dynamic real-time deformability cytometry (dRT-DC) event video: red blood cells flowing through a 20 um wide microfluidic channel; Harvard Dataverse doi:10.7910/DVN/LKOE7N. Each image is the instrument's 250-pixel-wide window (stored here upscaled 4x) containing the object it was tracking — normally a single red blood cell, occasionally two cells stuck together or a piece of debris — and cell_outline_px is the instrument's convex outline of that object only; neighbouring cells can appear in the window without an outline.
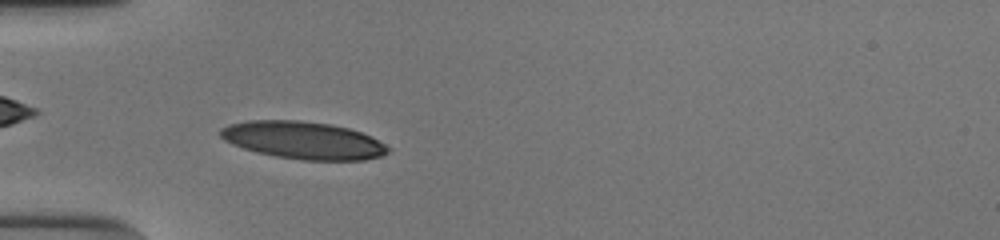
{"species": "human", "species_latin": "Homo sapiens", "temperature_condition": "cold", "stored_images_in_passage": 50, "camera_frame_rate_fps": 3000, "um_per_image_px": 0.085, "donor": {"sex": "male"}, "frame": {"image": 1, "passage_image": 14, "time_ms": 4.333, "image_size_px": [1000, 240], "cell_outline_px": [[392, 148], [388, 152], [380, 156], [364, 160], [300, 160], [276, 156], [256, 152], [232, 144], [224, 140], [220, 136], [220, 128], [228, 124], [248, 120], [300, 120], [328, 124], [348, 128], [372, 136]], "centroid_in_image_um": [25.77, 11.92], "position_along_channel_um": 59.2, "area_um2": 36.7}}
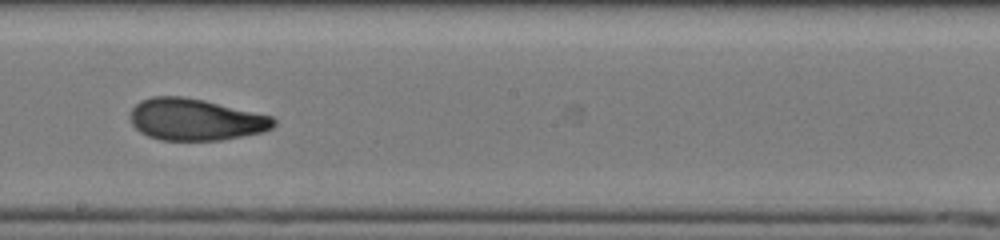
{"frame": {"image": 2, "passage_image": 28, "time_ms": 9.0, "image_size_px": [1000, 240], "cell_outline_px": [[276, 124], [272, 128], [264, 132], [220, 140], [160, 140], [148, 136], [140, 132], [132, 124], [128, 116], [132, 108], [140, 100], [152, 96], [184, 96], [204, 100], [272, 116], [276, 120]], "centroid_in_image_um": [16.59, 10.16], "position_along_channel_um": 231.6, "area_um2": 35.08}}
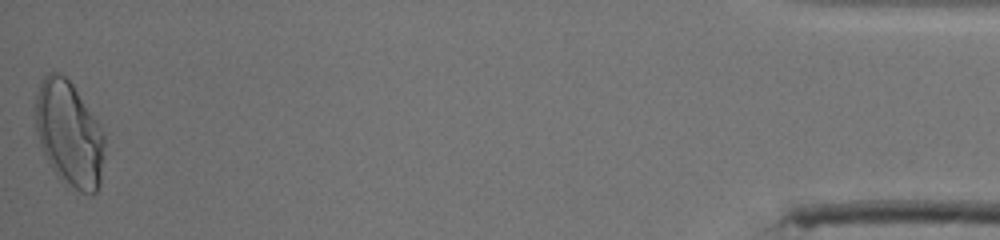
{"frame": {"image": 3, "passage_image": 50, "time_ms": 16.333, "image_size_px": [1000, 240], "cell_outline_px": [[104, 156], [100, 184], [96, 192], [80, 192], [60, 180], [56, 176], [40, 144], [36, 132], [36, 96], [40, 80], [48, 72], [60, 72], [72, 84], [96, 120], [104, 136]], "centroid_in_image_um": [5.87, 11.38], "position_along_channel_um": 429.3, "area_um2": 42.02}, "authors_computed_cell_mechanics": {"area_um2": 34.8245, "velocity_mm_per_s": 3.8564, "shape_relaxation_time_tau1_ms": 8.4785, "shape_relaxation_time_tau2_ms": 1.6962, "deformation_change_tau1": 0.2814, "deformation_change_tau2": 0.085}}